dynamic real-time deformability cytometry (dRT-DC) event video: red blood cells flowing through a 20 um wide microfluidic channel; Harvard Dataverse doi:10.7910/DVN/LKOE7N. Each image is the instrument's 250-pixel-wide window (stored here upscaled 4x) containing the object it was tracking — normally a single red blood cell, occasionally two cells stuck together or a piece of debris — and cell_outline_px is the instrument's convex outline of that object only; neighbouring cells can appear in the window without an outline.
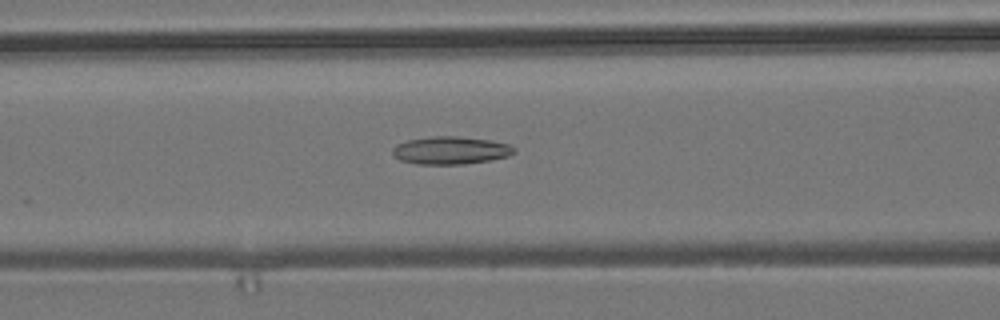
{"species": "common noctule bat (a hibernating species)", "species_latin": "Nyctalus noctula", "temperature_condition": "room temperature", "stored_images_in_passage": 20, "camera_frame_rate_fps": 3000, "um_per_image_px": 0.085, "animal": {"sex": "male", "body_mass_g": 19.2, "forearm_length_mm": 51.8}, "frame": {"image": 1, "passage_image": 16, "time_ms": 5.0, "image_size_px": [1000, 320], "cell_outline_px": [[516, 152], [508, 156], [488, 160], [464, 164], [416, 164], [400, 160], [392, 152], [392, 148], [396, 144], [408, 140], [432, 136], [456, 136], [492, 140], [508, 144], [516, 148]], "centroid_in_image_um": [38.31, 12.77], "position_along_channel_um": 128.3, "area_um2": 19.65}}
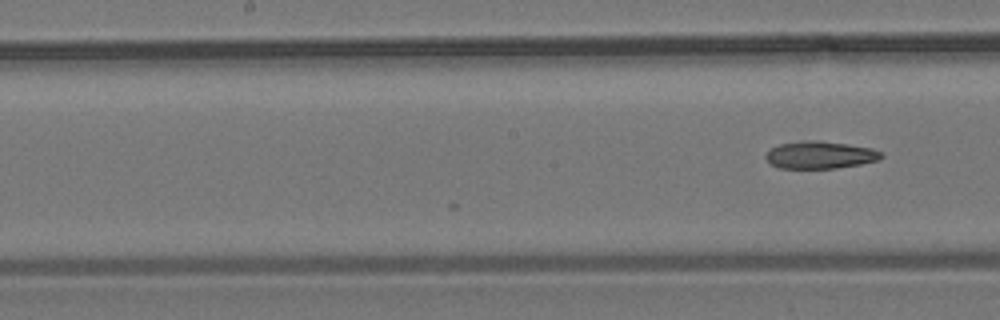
{"frame": {"image": 2, "passage_image": 20, "time_ms": 6.333, "image_size_px": [1000, 320], "cell_outline_px": [[884, 156], [880, 160], [860, 164], [836, 168], [780, 168], [772, 164], [764, 156], [772, 148], [780, 144], [844, 144], [872, 148], [884, 152]], "centroid_in_image_um": [69.8, 13.24], "position_along_channel_um": 178.4, "area_um2": 17.22}}